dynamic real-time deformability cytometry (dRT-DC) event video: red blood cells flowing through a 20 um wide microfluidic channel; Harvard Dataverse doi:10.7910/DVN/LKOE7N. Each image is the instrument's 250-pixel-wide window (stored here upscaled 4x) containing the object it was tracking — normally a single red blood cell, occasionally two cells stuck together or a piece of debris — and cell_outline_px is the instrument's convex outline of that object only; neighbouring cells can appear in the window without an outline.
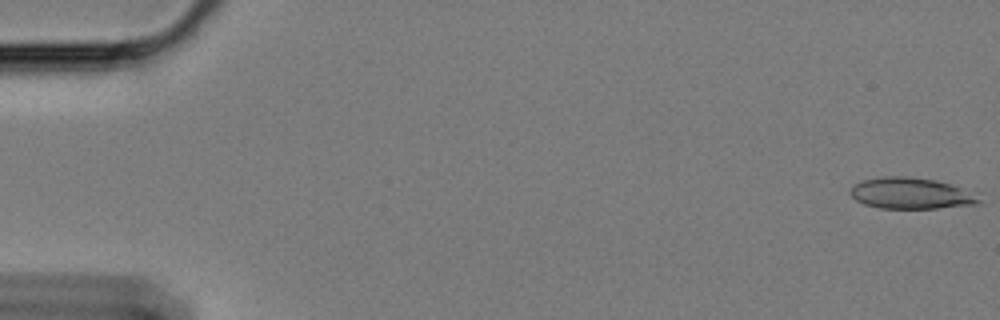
{"species": "Egyptian fruit bat (a non-hibernating species)", "species_latin": "Rousettus aegyptiacus", "temperature_condition": "cold", "stored_images_in_passage": 59, "camera_frame_rate_fps": 3000, "um_per_image_px": 0.085, "animal": {"sex": "female"}, "frame": {"image": 1, "passage_image": 1, "time_ms": 0.0, "image_size_px": [1000, 320], "cell_outline_px": [[984, 204], [936, 208], [880, 208], [864, 204], [856, 200], [848, 192], [856, 184], [864, 180], [884, 176], [908, 176], [936, 180], [984, 196]], "centroid_in_image_um": [77.52, 16.44], "position_along_channel_um": 7.5, "area_um2": 23.58}}
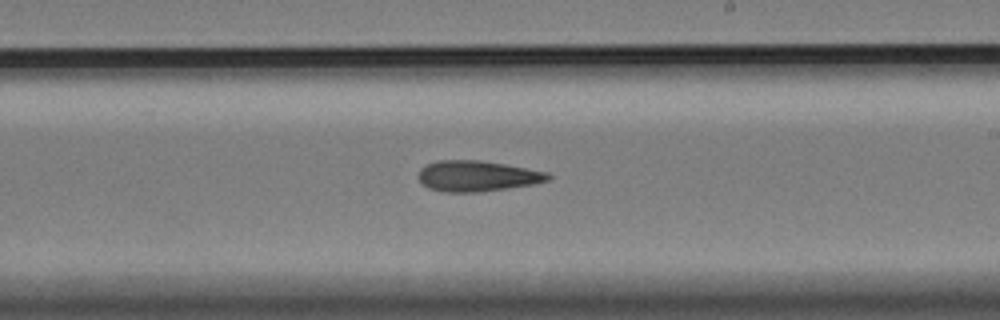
{"frame": {"image": 2, "passage_image": 35, "time_ms": 11.333, "image_size_px": [1000, 320], "cell_outline_px": [[552, 176], [548, 180], [532, 184], [508, 188], [476, 192], [444, 192], [428, 188], [420, 184], [416, 176], [420, 168], [436, 160], [480, 160], [504, 164], [548, 172]], "centroid_in_image_um": [40.49, 14.96], "position_along_channel_um": 248.5, "area_um2": 23.35}}
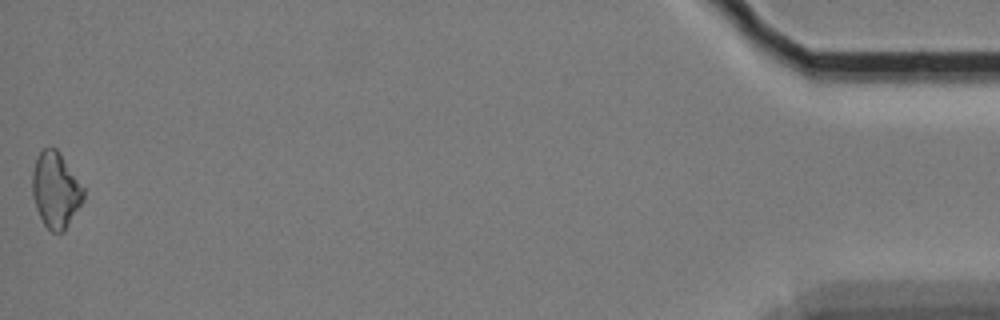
{"frame": {"image": 3, "passage_image": 59, "time_ms": 19.333, "image_size_px": [1000, 320], "cell_outline_px": [[84, 200], [64, 232], [52, 232], [44, 224], [36, 208], [32, 196], [32, 172], [36, 156], [44, 148], [56, 148], [60, 152], [84, 188]], "centroid_in_image_um": [4.73, 16.15], "position_along_channel_um": 430.5, "area_um2": 22.66}}